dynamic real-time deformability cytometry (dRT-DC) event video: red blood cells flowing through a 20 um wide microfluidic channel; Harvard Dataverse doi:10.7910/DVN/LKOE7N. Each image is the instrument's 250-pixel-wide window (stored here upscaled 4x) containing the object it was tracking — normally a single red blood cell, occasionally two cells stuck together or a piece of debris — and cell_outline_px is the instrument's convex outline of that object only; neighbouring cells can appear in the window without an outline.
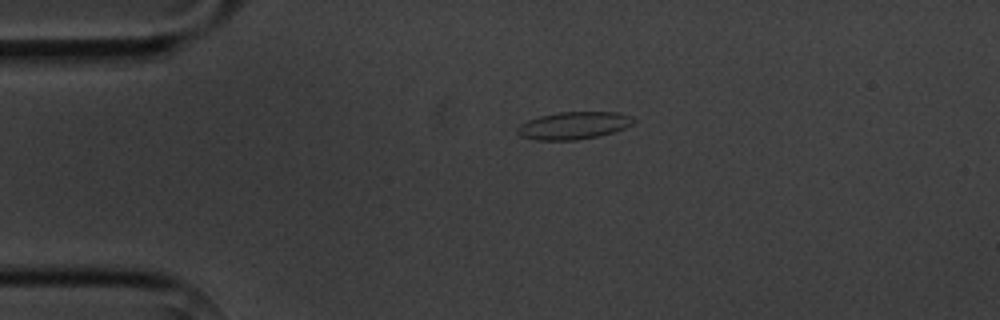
{"species": "common noctule bat (a hibernating species)", "species_latin": "Nyctalus noctula", "temperature_condition": "cold", "stored_images_in_passage": 3, "camera_frame_rate_fps": 3000, "um_per_image_px": 0.085, "animal": {"sex": "male", "body_mass_g": 20.1, "forearm_length_mm": 53.5}, "frame": {"image": 1, "passage_image": 1, "time_ms": 0.0, "image_size_px": [1000, 320], "cell_outline_px": [[636, 120], [632, 124], [624, 128], [600, 136], [576, 140], [536, 140], [520, 136], [516, 132], [516, 128], [520, 124], [528, 120], [540, 116], [560, 112], [620, 112], [632, 116]], "centroid_in_image_um": [48.76, 10.67], "position_along_channel_um": 36.2, "area_um2": 18.67}}
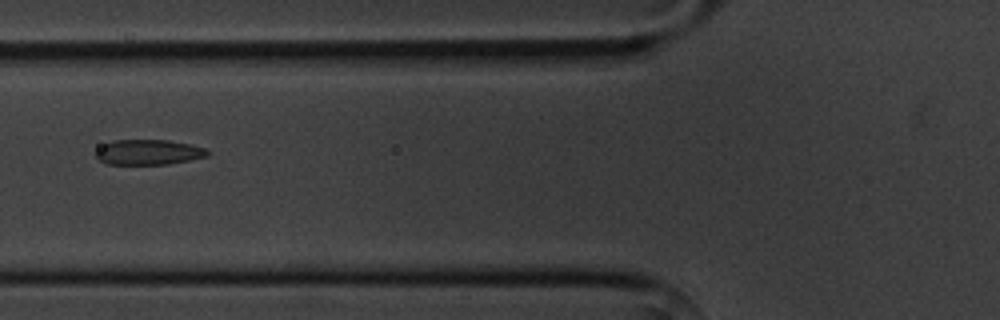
{"frame": {"image": 2, "passage_image": 3, "time_ms": 3.0, "image_size_px": [1000, 320], "cell_outline_px": [[212, 152], [208, 156], [168, 164], [108, 164], [100, 160], [96, 156], [96, 152], [104, 144], [112, 140], [168, 140], [192, 144], [204, 148]], "centroid_in_image_um": [12.66, 12.93], "position_along_channel_um": 113.1, "area_um2": 16.36}}